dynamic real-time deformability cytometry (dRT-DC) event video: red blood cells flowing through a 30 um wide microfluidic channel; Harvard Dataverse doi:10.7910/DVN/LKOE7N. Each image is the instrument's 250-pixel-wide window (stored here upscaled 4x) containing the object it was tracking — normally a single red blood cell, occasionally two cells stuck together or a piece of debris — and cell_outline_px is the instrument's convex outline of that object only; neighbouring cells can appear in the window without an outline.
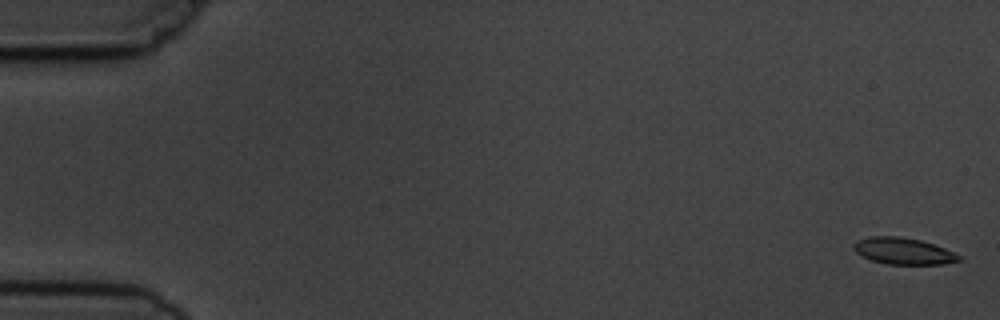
{"species": "common noctule bat (a hibernating species)", "species_latin": "Nyctalus noctula", "temperature_condition": "cold", "stored_images_in_passage": 8, "camera_frame_rate_fps": 3000, "um_per_image_px": 0.085, "animal": {"sex": "male", "body_mass_g": 19.5, "forearm_length_mm": 54.6}, "frame": {"image": 1, "passage_image": 1, "time_ms": 0.0, "image_size_px": [1000, 320], "cell_outline_px": [[964, 260], [944, 264], [888, 264], [872, 260], [860, 256], [852, 248], [852, 244], [868, 236], [896, 236], [920, 240], [944, 248], [960, 256]], "centroid_in_image_um": [76.76, 21.34], "position_along_channel_um": 8.2, "area_um2": 16.24}}
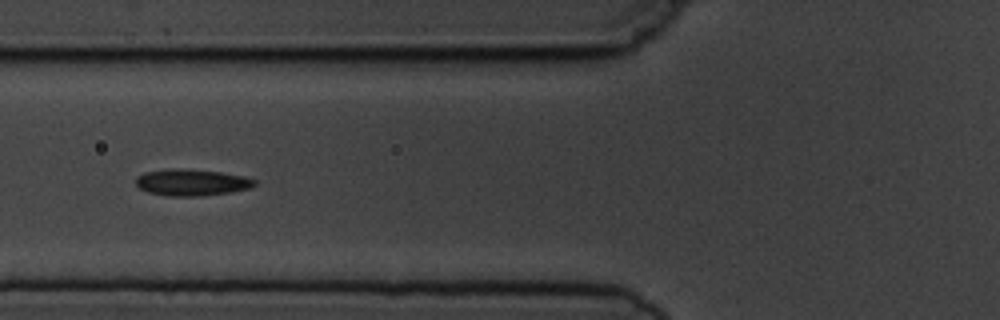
{"frame": {"image": 2, "passage_image": 6, "time_ms": 6.667, "image_size_px": [1000, 320], "cell_outline_px": [[256, 184], [248, 188], [232, 192], [200, 196], [168, 196], [148, 192], [140, 188], [136, 184], [136, 176], [144, 172], [172, 168], [176, 168], [220, 172], [244, 176], [256, 180]], "centroid_in_image_um": [16.27, 15.5], "position_along_channel_um": 109.5, "area_um2": 18.32}}
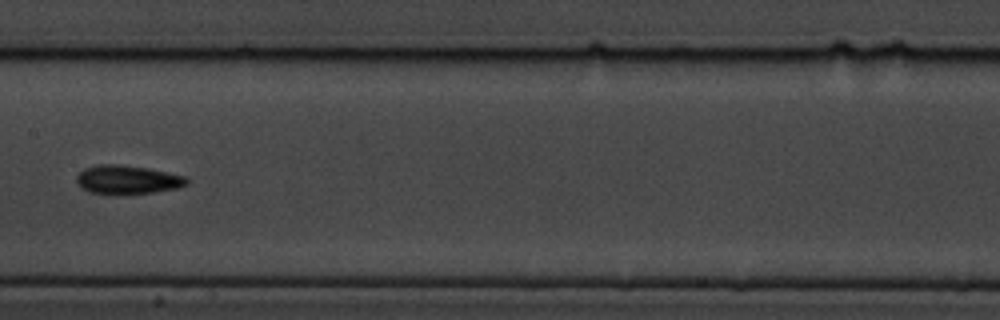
{"frame": {"image": 3, "passage_image": 8, "time_ms": 9.0, "image_size_px": [1000, 320], "cell_outline_px": [[188, 184], [180, 188], [152, 192], [88, 192], [80, 188], [76, 180], [76, 176], [84, 168], [96, 164], [120, 164], [148, 168], [184, 176], [188, 180]], "centroid_in_image_um": [10.82, 15.23], "position_along_channel_um": 196.6, "area_um2": 18.03}}